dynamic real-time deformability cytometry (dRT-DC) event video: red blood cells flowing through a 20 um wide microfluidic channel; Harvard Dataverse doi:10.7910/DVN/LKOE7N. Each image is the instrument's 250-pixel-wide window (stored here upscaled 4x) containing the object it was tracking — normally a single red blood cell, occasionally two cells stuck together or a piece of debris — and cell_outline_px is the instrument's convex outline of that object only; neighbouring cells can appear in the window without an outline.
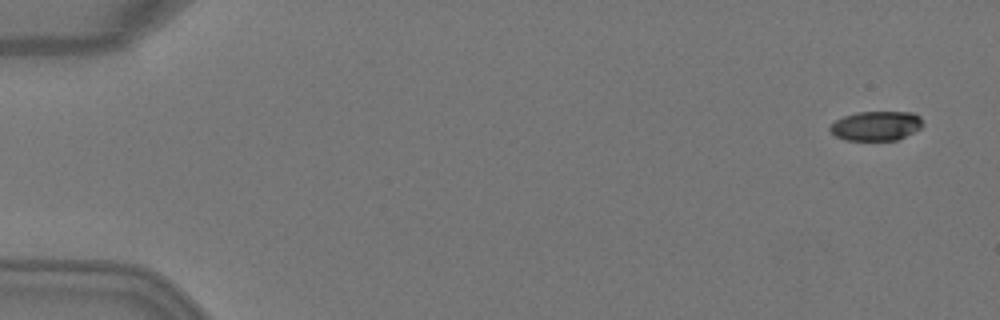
{"species": "Egyptian fruit bat (a non-hibernating species)", "species_latin": "Rousettus aegyptiacus", "temperature_condition": "warm", "stored_images_in_passage": 7, "camera_frame_rate_fps": 3000, "um_per_image_px": 0.085, "animal": {"sex": "female"}, "frame": {"image": 1, "passage_image": 1, "time_ms": 0.0, "image_size_px": [1000, 320], "cell_outline_px": [[924, 124], [920, 128], [896, 140], [844, 140], [836, 136], [828, 128], [836, 120], [844, 116], [856, 112], [912, 112], [920, 116]], "centroid_in_image_um": [74.47, 10.69], "position_along_channel_um": 10.5, "area_um2": 15.84}}
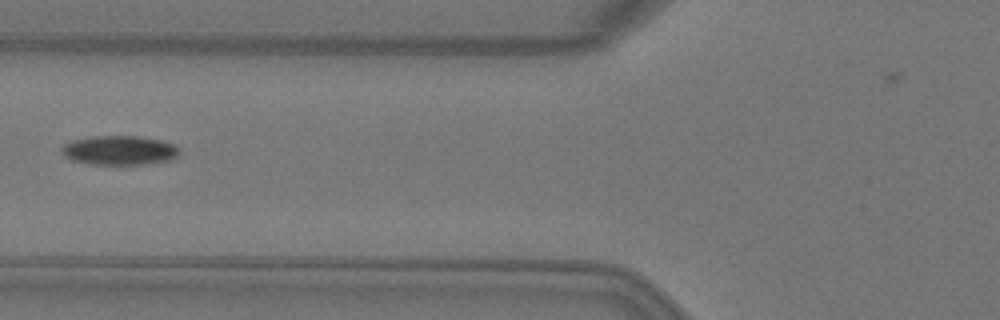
{"frame": {"image": 2, "passage_image": 6, "time_ms": 1.667, "image_size_px": [1000, 320], "cell_outline_px": [[180, 156], [172, 160], [144, 164], [92, 164], [72, 160], [64, 156], [60, 152], [60, 148], [64, 144], [72, 140], [92, 136], [136, 136], [160, 140], [176, 144], [180, 148]], "centroid_in_image_um": [10.18, 12.77], "position_along_channel_um": 115.6, "area_um2": 20.35}}
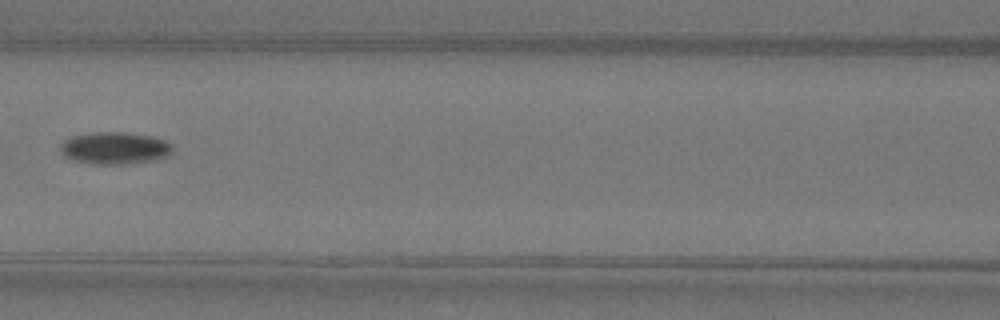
{"frame": {"image": 3, "passage_image": 7, "time_ms": 2.0, "image_size_px": [1000, 320], "cell_outline_px": [[172, 152], [156, 160], [128, 164], [88, 164], [72, 160], [64, 156], [60, 148], [60, 144], [64, 140], [72, 136], [92, 132], [128, 132], [152, 136], [164, 140], [172, 144]], "centroid_in_image_um": [9.73, 12.59], "position_along_channel_um": 156.9, "area_um2": 21.27}}